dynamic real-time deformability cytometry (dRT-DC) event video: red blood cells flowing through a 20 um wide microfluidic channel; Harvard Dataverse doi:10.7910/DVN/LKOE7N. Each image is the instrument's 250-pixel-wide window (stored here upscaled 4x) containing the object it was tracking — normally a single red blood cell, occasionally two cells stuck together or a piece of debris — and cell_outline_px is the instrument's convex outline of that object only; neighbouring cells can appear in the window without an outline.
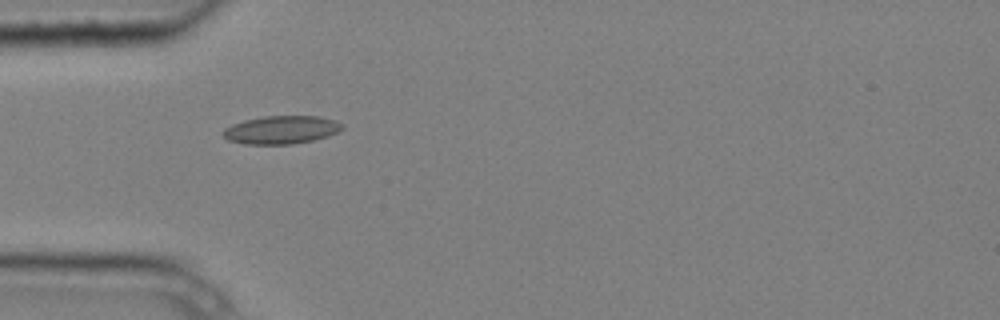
{"species": "common noctule bat (a hibernating species)", "species_latin": "Nyctalus noctula", "temperature_condition": "cold", "stored_images_in_passage": 10, "camera_frame_rate_fps": 3000, "um_per_image_px": 0.085, "animal": {"sex": "male", "body_mass_g": 20.4}, "frame": {"image": 1, "passage_image": 4, "time_ms": 1.0, "image_size_px": [1000, 320], "cell_outline_px": [[344, 128], [328, 136], [312, 140], [292, 144], [244, 144], [228, 140], [220, 132], [224, 128], [232, 124], [244, 120], [264, 116], [316, 116], [336, 120], [344, 124]], "centroid_in_image_um": [23.89, 11.03], "position_along_channel_um": 61.1, "area_um2": 19.59}}
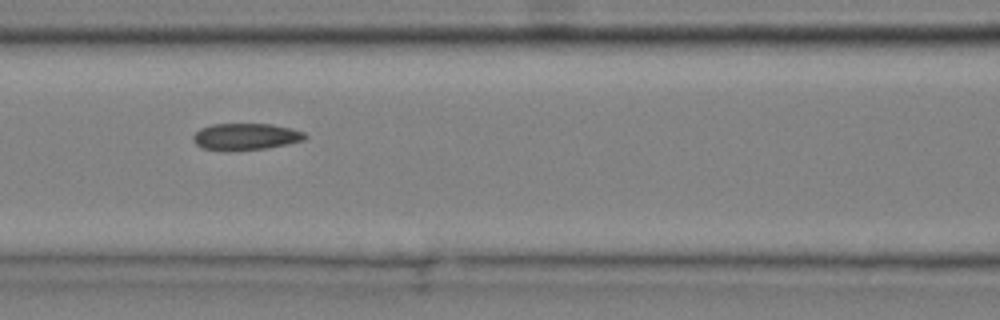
{"frame": {"image": 2, "passage_image": 6, "time_ms": 1.667, "image_size_px": [1000, 320], "cell_outline_px": [[308, 136], [304, 140], [288, 144], [268, 148], [232, 152], [228, 152], [204, 148], [196, 144], [192, 140], [192, 136], [200, 128], [212, 124], [272, 124], [292, 128], [304, 132]], "centroid_in_image_um": [20.88, 11.63], "position_along_channel_um": 145.7, "area_um2": 17.8}}
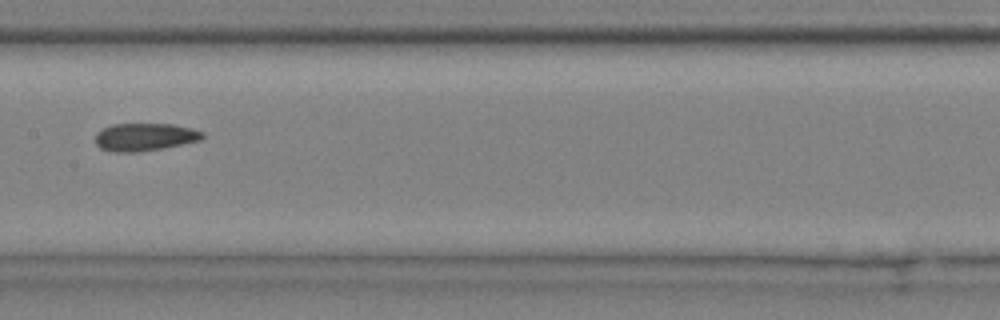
{"frame": {"image": 3, "passage_image": 7, "time_ms": 2.0, "image_size_px": [1000, 320], "cell_outline_px": [[204, 136], [200, 140], [164, 148], [136, 152], [112, 152], [100, 148], [96, 144], [96, 132], [112, 124], [172, 124], [192, 128], [204, 132]], "centroid_in_image_um": [12.3, 11.64], "position_along_channel_um": 195.1, "area_um2": 17.34}}